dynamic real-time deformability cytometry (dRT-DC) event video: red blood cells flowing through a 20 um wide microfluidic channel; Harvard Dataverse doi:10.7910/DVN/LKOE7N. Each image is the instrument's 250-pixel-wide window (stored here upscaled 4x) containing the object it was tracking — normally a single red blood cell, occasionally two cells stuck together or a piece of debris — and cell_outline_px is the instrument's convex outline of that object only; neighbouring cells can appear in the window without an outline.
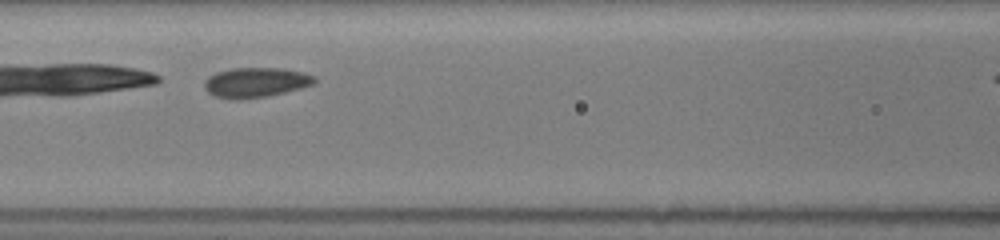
{"species": "common noctule bat (a hibernating species)", "species_latin": "Nyctalus noctula", "temperature_condition": "room temperature", "stored_images_in_passage": 5, "camera_frame_rate_fps": 3000, "um_per_image_px": 0.085, "animal": {"sex": "female", "body_mass_g": 19.5, "forearm_length_mm": 54.1}, "frame": {"image": 1, "passage_image": 3, "time_ms": 1.667, "image_size_px": [1000, 240], "cell_outline_px": [[316, 80], [312, 84], [300, 88], [268, 96], [240, 100], [228, 100], [216, 96], [208, 92], [204, 88], [204, 80], [208, 76], [216, 72], [228, 68], [284, 68], [304, 72], [316, 76]], "centroid_in_image_um": [21.7, 7.0], "position_along_channel_um": 144.9, "area_um2": 19.48}}